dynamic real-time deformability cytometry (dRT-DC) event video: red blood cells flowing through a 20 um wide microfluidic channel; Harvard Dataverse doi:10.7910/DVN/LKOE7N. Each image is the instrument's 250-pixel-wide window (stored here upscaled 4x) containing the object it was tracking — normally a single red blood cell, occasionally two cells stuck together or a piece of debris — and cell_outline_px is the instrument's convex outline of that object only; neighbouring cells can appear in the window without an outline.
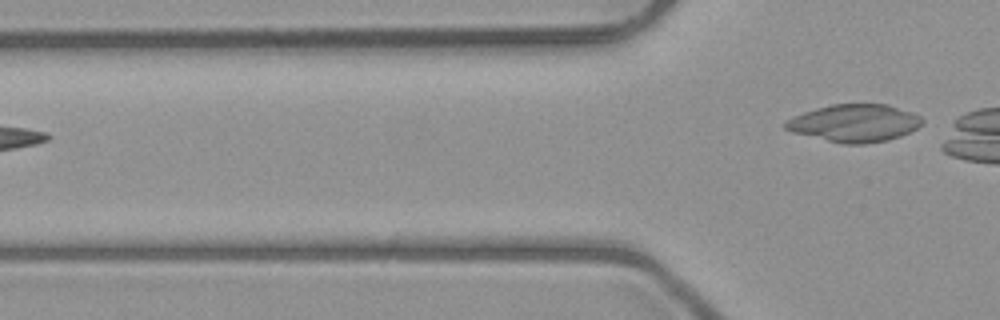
{"species": "common noctule bat (a hibernating species)", "species_latin": "Nyctalus noctula", "temperature_condition": "room temperature", "stored_images_in_passage": 5, "segment_of_instrument_passage": [2, 2], "camera_frame_rate_fps": 3000, "um_per_image_px": 0.085, "animal": {"sex": "male", "body_mass_g": 23.1, "forearm_length_mm": 52.7}, "frame": {"image": 1, "passage_image": 5, "time_ms": 4.333, "image_size_px": [1000, 320], "cell_outline_px": [[924, 120], [916, 128], [900, 136], [888, 140], [864, 144], [844, 144], [792, 132], [784, 128], [784, 124], [788, 120], [804, 112], [816, 108], [832, 104], [888, 104], [912, 112], [920, 116]], "centroid_in_image_um": [72.65, 10.46], "position_along_channel_um": 53.1, "area_um2": 29.65}}